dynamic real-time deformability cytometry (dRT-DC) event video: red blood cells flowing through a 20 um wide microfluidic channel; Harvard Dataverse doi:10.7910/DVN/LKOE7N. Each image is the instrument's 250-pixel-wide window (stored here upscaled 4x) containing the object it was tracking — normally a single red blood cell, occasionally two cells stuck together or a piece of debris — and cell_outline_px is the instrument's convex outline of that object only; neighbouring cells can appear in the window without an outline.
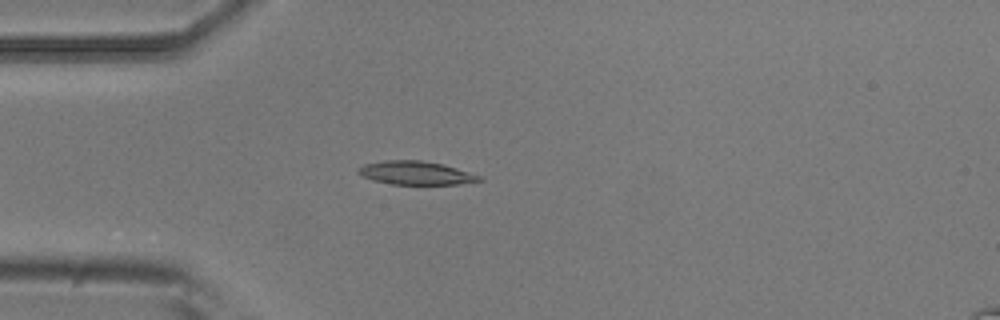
{"species": "common noctule bat (a hibernating species)", "species_latin": "Nyctalus noctula", "temperature_condition": "room temperature", "stored_images_in_passage": 2, "camera_frame_rate_fps": 3000, "um_per_image_px": 0.085, "animal": {"sex": "male", "body_mass_g": 20.5, "forearm_length_mm": 52.5}, "frame": {"image": 1, "passage_image": 2, "time_ms": 1.0, "image_size_px": [1000, 320], "cell_outline_px": [[484, 180], [460, 184], [392, 184], [372, 180], [356, 172], [356, 168], [364, 164], [384, 160], [420, 160], [444, 164], [480, 176]], "centroid_in_image_um": [35.31, 14.69], "position_along_channel_um": 49.7, "area_um2": 16.53}}